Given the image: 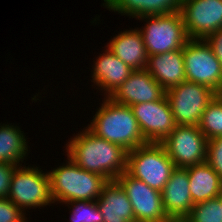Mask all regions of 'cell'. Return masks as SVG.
Returning <instances> with one entry per match:
<instances>
[{"label": "cell", "instance_id": "obj_1", "mask_svg": "<svg viewBox=\"0 0 222 222\" xmlns=\"http://www.w3.org/2000/svg\"><path fill=\"white\" fill-rule=\"evenodd\" d=\"M67 145L68 157L80 168L116 180L126 171L127 151L121 146L97 137L88 128Z\"/></svg>", "mask_w": 222, "mask_h": 222}, {"label": "cell", "instance_id": "obj_2", "mask_svg": "<svg viewBox=\"0 0 222 222\" xmlns=\"http://www.w3.org/2000/svg\"><path fill=\"white\" fill-rule=\"evenodd\" d=\"M88 129L97 137L117 144L127 152L147 144L133 110L106 98Z\"/></svg>", "mask_w": 222, "mask_h": 222}, {"label": "cell", "instance_id": "obj_3", "mask_svg": "<svg viewBox=\"0 0 222 222\" xmlns=\"http://www.w3.org/2000/svg\"><path fill=\"white\" fill-rule=\"evenodd\" d=\"M66 166H60L48 173L50 193L54 201L76 200L96 201L103 186L108 182L104 177L77 166L69 157Z\"/></svg>", "mask_w": 222, "mask_h": 222}, {"label": "cell", "instance_id": "obj_4", "mask_svg": "<svg viewBox=\"0 0 222 222\" xmlns=\"http://www.w3.org/2000/svg\"><path fill=\"white\" fill-rule=\"evenodd\" d=\"M175 168L160 143H147L127 152L126 172L160 192Z\"/></svg>", "mask_w": 222, "mask_h": 222}, {"label": "cell", "instance_id": "obj_5", "mask_svg": "<svg viewBox=\"0 0 222 222\" xmlns=\"http://www.w3.org/2000/svg\"><path fill=\"white\" fill-rule=\"evenodd\" d=\"M150 20L140 30L148 56L181 49L189 40L181 12L164 15H146Z\"/></svg>", "mask_w": 222, "mask_h": 222}, {"label": "cell", "instance_id": "obj_6", "mask_svg": "<svg viewBox=\"0 0 222 222\" xmlns=\"http://www.w3.org/2000/svg\"><path fill=\"white\" fill-rule=\"evenodd\" d=\"M182 51L186 80L222 94V67L211 46L204 39H189Z\"/></svg>", "mask_w": 222, "mask_h": 222}, {"label": "cell", "instance_id": "obj_7", "mask_svg": "<svg viewBox=\"0 0 222 222\" xmlns=\"http://www.w3.org/2000/svg\"><path fill=\"white\" fill-rule=\"evenodd\" d=\"M216 95L211 88L187 80L167 90L175 124L198 126L202 113Z\"/></svg>", "mask_w": 222, "mask_h": 222}, {"label": "cell", "instance_id": "obj_8", "mask_svg": "<svg viewBox=\"0 0 222 222\" xmlns=\"http://www.w3.org/2000/svg\"><path fill=\"white\" fill-rule=\"evenodd\" d=\"M207 143L198 126L176 125L160 144L176 168H187L206 162Z\"/></svg>", "mask_w": 222, "mask_h": 222}, {"label": "cell", "instance_id": "obj_9", "mask_svg": "<svg viewBox=\"0 0 222 222\" xmlns=\"http://www.w3.org/2000/svg\"><path fill=\"white\" fill-rule=\"evenodd\" d=\"M7 198L20 209L53 203L48 173L44 174L42 170L33 167H16Z\"/></svg>", "mask_w": 222, "mask_h": 222}, {"label": "cell", "instance_id": "obj_10", "mask_svg": "<svg viewBox=\"0 0 222 222\" xmlns=\"http://www.w3.org/2000/svg\"><path fill=\"white\" fill-rule=\"evenodd\" d=\"M116 181L128 196L136 222H170L164 211L161 192L126 171Z\"/></svg>", "mask_w": 222, "mask_h": 222}, {"label": "cell", "instance_id": "obj_11", "mask_svg": "<svg viewBox=\"0 0 222 222\" xmlns=\"http://www.w3.org/2000/svg\"><path fill=\"white\" fill-rule=\"evenodd\" d=\"M180 12L189 39H206L222 28V0H183Z\"/></svg>", "mask_w": 222, "mask_h": 222}, {"label": "cell", "instance_id": "obj_12", "mask_svg": "<svg viewBox=\"0 0 222 222\" xmlns=\"http://www.w3.org/2000/svg\"><path fill=\"white\" fill-rule=\"evenodd\" d=\"M131 108L147 143H161L176 127L166 95L157 101L135 104Z\"/></svg>", "mask_w": 222, "mask_h": 222}, {"label": "cell", "instance_id": "obj_13", "mask_svg": "<svg viewBox=\"0 0 222 222\" xmlns=\"http://www.w3.org/2000/svg\"><path fill=\"white\" fill-rule=\"evenodd\" d=\"M166 95L163 87L146 70H134L109 97L114 102L132 106L157 101Z\"/></svg>", "mask_w": 222, "mask_h": 222}, {"label": "cell", "instance_id": "obj_14", "mask_svg": "<svg viewBox=\"0 0 222 222\" xmlns=\"http://www.w3.org/2000/svg\"><path fill=\"white\" fill-rule=\"evenodd\" d=\"M163 208L171 220H183L194 204L189 189V175L186 168H175L161 191Z\"/></svg>", "mask_w": 222, "mask_h": 222}, {"label": "cell", "instance_id": "obj_15", "mask_svg": "<svg viewBox=\"0 0 222 222\" xmlns=\"http://www.w3.org/2000/svg\"><path fill=\"white\" fill-rule=\"evenodd\" d=\"M145 69L165 91L186 81L182 48L148 56Z\"/></svg>", "mask_w": 222, "mask_h": 222}, {"label": "cell", "instance_id": "obj_16", "mask_svg": "<svg viewBox=\"0 0 222 222\" xmlns=\"http://www.w3.org/2000/svg\"><path fill=\"white\" fill-rule=\"evenodd\" d=\"M96 203L103 222H136L128 196L116 181H108L102 189Z\"/></svg>", "mask_w": 222, "mask_h": 222}, {"label": "cell", "instance_id": "obj_17", "mask_svg": "<svg viewBox=\"0 0 222 222\" xmlns=\"http://www.w3.org/2000/svg\"><path fill=\"white\" fill-rule=\"evenodd\" d=\"M108 49L132 70L146 68L148 54L140 30H128L115 36Z\"/></svg>", "mask_w": 222, "mask_h": 222}, {"label": "cell", "instance_id": "obj_18", "mask_svg": "<svg viewBox=\"0 0 222 222\" xmlns=\"http://www.w3.org/2000/svg\"><path fill=\"white\" fill-rule=\"evenodd\" d=\"M96 60L93 82L108 92L110 97L134 71L109 49Z\"/></svg>", "mask_w": 222, "mask_h": 222}, {"label": "cell", "instance_id": "obj_19", "mask_svg": "<svg viewBox=\"0 0 222 222\" xmlns=\"http://www.w3.org/2000/svg\"><path fill=\"white\" fill-rule=\"evenodd\" d=\"M193 204L216 198L222 192V178L205 162L186 168Z\"/></svg>", "mask_w": 222, "mask_h": 222}, {"label": "cell", "instance_id": "obj_20", "mask_svg": "<svg viewBox=\"0 0 222 222\" xmlns=\"http://www.w3.org/2000/svg\"><path fill=\"white\" fill-rule=\"evenodd\" d=\"M107 8L139 19L146 15H164L178 12L183 0H104Z\"/></svg>", "mask_w": 222, "mask_h": 222}, {"label": "cell", "instance_id": "obj_21", "mask_svg": "<svg viewBox=\"0 0 222 222\" xmlns=\"http://www.w3.org/2000/svg\"><path fill=\"white\" fill-rule=\"evenodd\" d=\"M0 127V163L19 166L28 151L25 136L13 125Z\"/></svg>", "mask_w": 222, "mask_h": 222}, {"label": "cell", "instance_id": "obj_22", "mask_svg": "<svg viewBox=\"0 0 222 222\" xmlns=\"http://www.w3.org/2000/svg\"><path fill=\"white\" fill-rule=\"evenodd\" d=\"M198 127L208 140L222 137V94L207 105Z\"/></svg>", "mask_w": 222, "mask_h": 222}, {"label": "cell", "instance_id": "obj_23", "mask_svg": "<svg viewBox=\"0 0 222 222\" xmlns=\"http://www.w3.org/2000/svg\"><path fill=\"white\" fill-rule=\"evenodd\" d=\"M184 222H222V207L218 197L195 204Z\"/></svg>", "mask_w": 222, "mask_h": 222}, {"label": "cell", "instance_id": "obj_24", "mask_svg": "<svg viewBox=\"0 0 222 222\" xmlns=\"http://www.w3.org/2000/svg\"><path fill=\"white\" fill-rule=\"evenodd\" d=\"M71 203L75 205L71 214V222H103V217L98 208L96 201L76 200L72 202H65V204Z\"/></svg>", "mask_w": 222, "mask_h": 222}, {"label": "cell", "instance_id": "obj_25", "mask_svg": "<svg viewBox=\"0 0 222 222\" xmlns=\"http://www.w3.org/2000/svg\"><path fill=\"white\" fill-rule=\"evenodd\" d=\"M206 163L222 178V137L208 140Z\"/></svg>", "mask_w": 222, "mask_h": 222}, {"label": "cell", "instance_id": "obj_26", "mask_svg": "<svg viewBox=\"0 0 222 222\" xmlns=\"http://www.w3.org/2000/svg\"><path fill=\"white\" fill-rule=\"evenodd\" d=\"M22 211L10 199L0 198V222H25Z\"/></svg>", "mask_w": 222, "mask_h": 222}, {"label": "cell", "instance_id": "obj_27", "mask_svg": "<svg viewBox=\"0 0 222 222\" xmlns=\"http://www.w3.org/2000/svg\"><path fill=\"white\" fill-rule=\"evenodd\" d=\"M17 166L0 163V198H7L11 183V177Z\"/></svg>", "mask_w": 222, "mask_h": 222}, {"label": "cell", "instance_id": "obj_28", "mask_svg": "<svg viewBox=\"0 0 222 222\" xmlns=\"http://www.w3.org/2000/svg\"><path fill=\"white\" fill-rule=\"evenodd\" d=\"M204 40L211 46L214 55L222 67V28L215 31L214 33H211Z\"/></svg>", "mask_w": 222, "mask_h": 222}, {"label": "cell", "instance_id": "obj_29", "mask_svg": "<svg viewBox=\"0 0 222 222\" xmlns=\"http://www.w3.org/2000/svg\"><path fill=\"white\" fill-rule=\"evenodd\" d=\"M220 202H221V207H222V192L220 193V195L218 196Z\"/></svg>", "mask_w": 222, "mask_h": 222}, {"label": "cell", "instance_id": "obj_30", "mask_svg": "<svg viewBox=\"0 0 222 222\" xmlns=\"http://www.w3.org/2000/svg\"><path fill=\"white\" fill-rule=\"evenodd\" d=\"M170 222H184L183 220H171Z\"/></svg>", "mask_w": 222, "mask_h": 222}]
</instances>
